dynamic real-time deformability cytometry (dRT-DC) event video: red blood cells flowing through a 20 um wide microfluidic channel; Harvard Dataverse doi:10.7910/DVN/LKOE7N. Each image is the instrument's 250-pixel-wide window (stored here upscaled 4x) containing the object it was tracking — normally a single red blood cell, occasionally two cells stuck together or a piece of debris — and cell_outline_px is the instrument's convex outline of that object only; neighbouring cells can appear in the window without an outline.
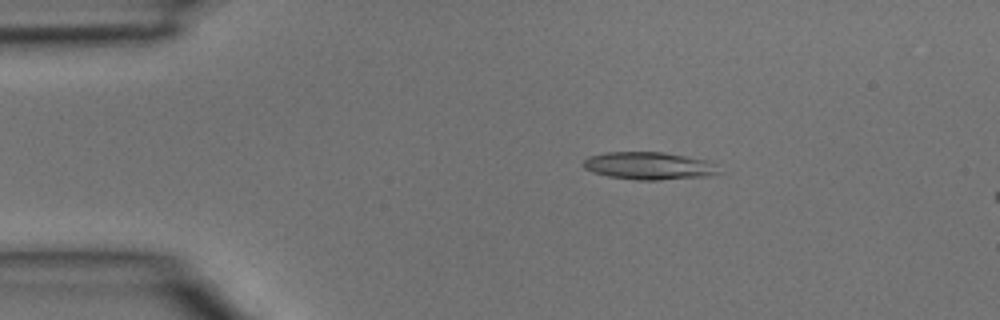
{"species": "common noctule bat (a hibernating species)", "species_latin": "Nyctalus noctula", "temperature_condition": "room temperature", "stored_images_in_passage": 4, "camera_frame_rate_fps": 3000, "um_per_image_px": 0.085, "animal": {"sex": "male", "body_mass_g": 15.6}, "frame": {"image": 1, "passage_image": 2, "time_ms": 0.333, "image_size_px": [1000, 320], "cell_outline_px": [[724, 172], [716, 176], [656, 180], [636, 180], [608, 176], [592, 172], [584, 168], [584, 160], [588, 156], [604, 152], [664, 152], [704, 160], [712, 164]], "centroid_in_image_um": [55.18, 14.1], "position_along_channel_um": 29.8, "area_um2": 21.91}}